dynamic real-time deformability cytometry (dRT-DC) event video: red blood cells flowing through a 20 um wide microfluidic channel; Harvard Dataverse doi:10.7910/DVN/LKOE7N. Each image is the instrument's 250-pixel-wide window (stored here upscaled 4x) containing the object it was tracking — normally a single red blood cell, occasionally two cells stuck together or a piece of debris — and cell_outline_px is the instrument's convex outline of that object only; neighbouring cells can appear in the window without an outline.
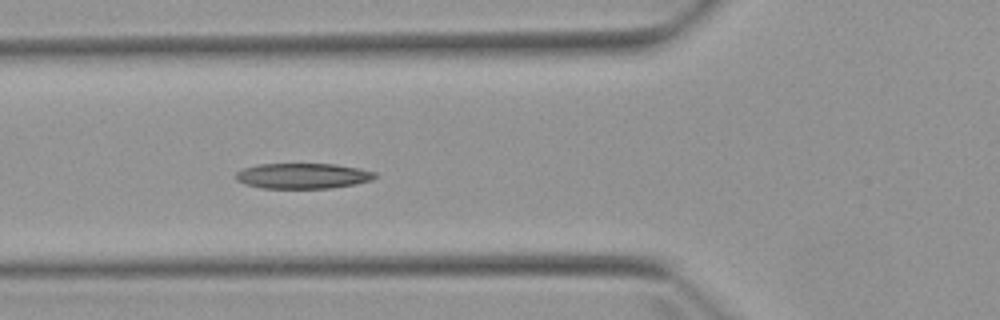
{"species": "Egyptian fruit bat (a non-hibernating species)", "species_latin": "Rousettus aegyptiacus", "temperature_condition": "warm", "stored_images_in_passage": 5, "camera_frame_rate_fps": 3000, "um_per_image_px": 0.085, "animal": {"sex": "female"}, "frame": {"image": 1, "passage_image": 5, "time_ms": 5.667, "image_size_px": [1000, 320], "cell_outline_px": [[376, 176], [372, 180], [356, 184], [328, 188], [260, 188], [244, 184], [236, 180], [236, 172], [244, 168], [256, 164], [336, 164], [360, 168], [376, 172]], "centroid_in_image_um": [25.73, 14.95], "position_along_channel_um": 100.1, "area_um2": 20.75}}